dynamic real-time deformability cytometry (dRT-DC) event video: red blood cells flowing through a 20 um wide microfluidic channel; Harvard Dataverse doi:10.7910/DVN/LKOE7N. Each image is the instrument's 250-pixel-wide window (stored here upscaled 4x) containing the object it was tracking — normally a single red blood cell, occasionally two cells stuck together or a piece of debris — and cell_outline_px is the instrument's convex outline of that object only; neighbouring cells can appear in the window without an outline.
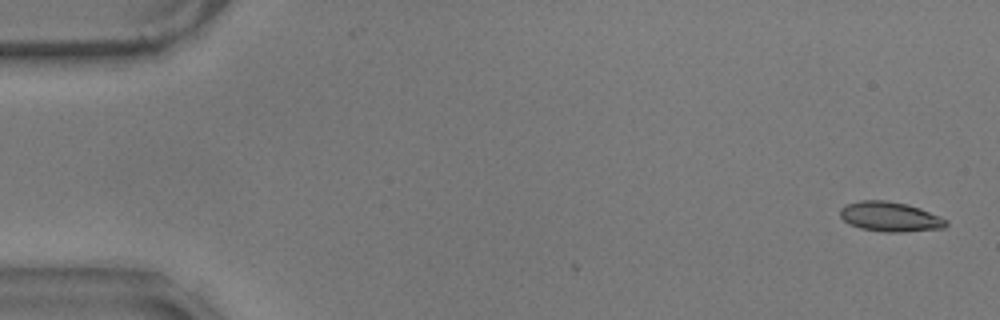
{"species": "common noctule bat (a hibernating species)", "species_latin": "Nyctalus noctula", "temperature_condition": "warm", "stored_images_in_passage": 7, "camera_frame_rate_fps": 3000, "um_per_image_px": 0.085, "animal": {"sex": "male", "body_mass_g": 17.9}, "frame": {"image": 1, "passage_image": 1, "time_ms": 0.0, "image_size_px": [1000, 320], "cell_outline_px": [[948, 224], [944, 228], [904, 232], [884, 232], [860, 228], [848, 224], [840, 216], [840, 208], [848, 204], [860, 200], [884, 200], [908, 204], [920, 208], [940, 216], [948, 220]], "centroid_in_image_um": [75.67, 18.42], "position_along_channel_um": 9.3, "area_um2": 18.5}}